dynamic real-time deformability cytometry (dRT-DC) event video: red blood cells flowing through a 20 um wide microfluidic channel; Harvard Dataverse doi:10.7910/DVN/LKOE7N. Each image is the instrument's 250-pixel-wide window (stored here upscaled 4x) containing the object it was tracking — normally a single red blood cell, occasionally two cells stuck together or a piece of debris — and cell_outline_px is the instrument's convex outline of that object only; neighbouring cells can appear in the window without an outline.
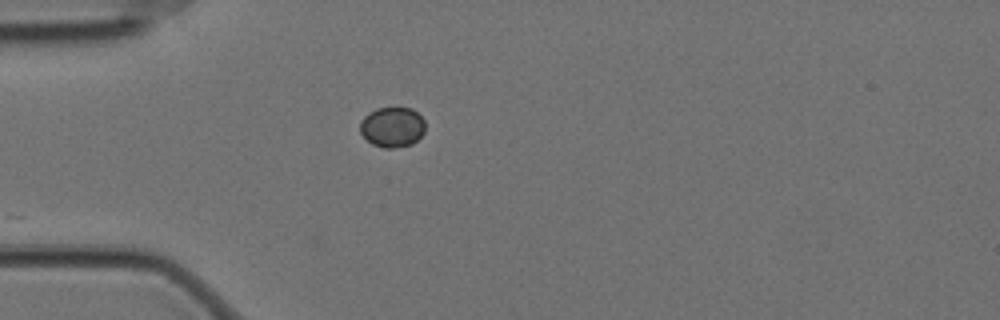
{"species": "Egyptian fruit bat (a non-hibernating species)", "species_latin": "Rousettus aegyptiacus", "temperature_condition": "cold", "stored_images_in_passage": 9, "camera_frame_rate_fps": 3000, "um_per_image_px": 0.085, "animal": {"sex": "female"}, "frame": {"image": 1, "passage_image": 1, "time_ms": 0.0, "image_size_px": [1000, 320], "cell_outline_px": [[424, 132], [412, 144], [392, 148], [384, 148], [372, 144], [360, 132], [360, 120], [368, 112], [376, 108], [412, 108], [424, 120]], "centroid_in_image_um": [33.32, 10.79], "position_along_channel_um": 51.7, "area_um2": 15.2}}
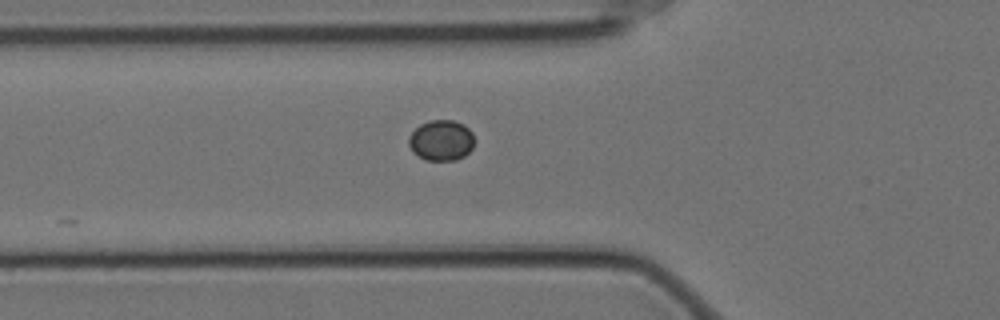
{"frame": {"image": 2, "passage_image": 5, "time_ms": 1.333, "image_size_px": [1000, 320], "cell_outline_px": [[476, 140], [472, 148], [464, 156], [456, 160], [424, 160], [412, 152], [408, 144], [408, 136], [420, 124], [432, 120], [452, 120], [464, 124], [472, 132]], "centroid_in_image_um": [37.51, 11.93], "position_along_channel_um": 88.3, "area_um2": 15.78}}
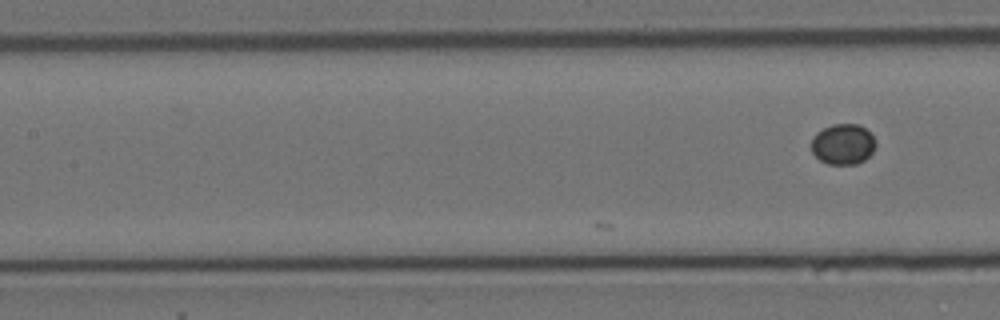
{"frame": {"image": 3, "passage_image": 9, "time_ms": 2.667, "image_size_px": [1000, 320], "cell_outline_px": [[876, 144], [872, 152], [864, 160], [856, 164], [828, 164], [820, 160], [812, 152], [812, 136], [816, 132], [832, 124], [856, 124], [864, 128], [876, 140]], "centroid_in_image_um": [71.64, 12.26], "position_along_channel_um": 135.8, "area_um2": 15.14}}